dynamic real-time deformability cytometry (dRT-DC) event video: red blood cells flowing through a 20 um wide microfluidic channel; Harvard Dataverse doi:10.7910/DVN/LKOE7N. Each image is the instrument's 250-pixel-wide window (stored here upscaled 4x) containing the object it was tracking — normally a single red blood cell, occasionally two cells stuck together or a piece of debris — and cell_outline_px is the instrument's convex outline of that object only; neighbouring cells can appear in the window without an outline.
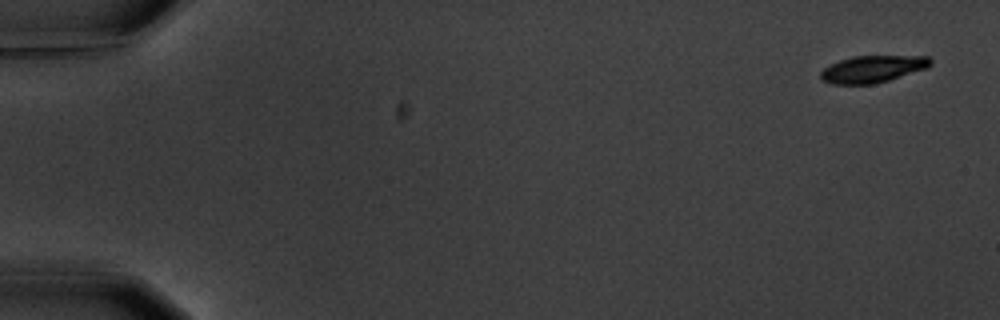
{"species": "common noctule bat (a hibernating species)", "species_latin": "Nyctalus noctula", "temperature_condition": "warm", "stored_images_in_passage": 5, "camera_frame_rate_fps": 3000, "um_per_image_px": 0.085, "animal": {"sex": "male", "body_mass_g": 20.1, "forearm_length_mm": 53.5}, "frame": {"image": 1, "passage_image": 1, "time_ms": 0.0, "image_size_px": [1000, 320], "cell_outline_px": [[932, 64], [928, 68], [888, 80], [872, 84], [832, 84], [824, 80], [820, 76], [820, 72], [828, 64], [852, 56], [928, 56], [932, 60]], "centroid_in_image_um": [74.18, 5.86], "position_along_channel_um": 10.8, "area_um2": 17.28}}